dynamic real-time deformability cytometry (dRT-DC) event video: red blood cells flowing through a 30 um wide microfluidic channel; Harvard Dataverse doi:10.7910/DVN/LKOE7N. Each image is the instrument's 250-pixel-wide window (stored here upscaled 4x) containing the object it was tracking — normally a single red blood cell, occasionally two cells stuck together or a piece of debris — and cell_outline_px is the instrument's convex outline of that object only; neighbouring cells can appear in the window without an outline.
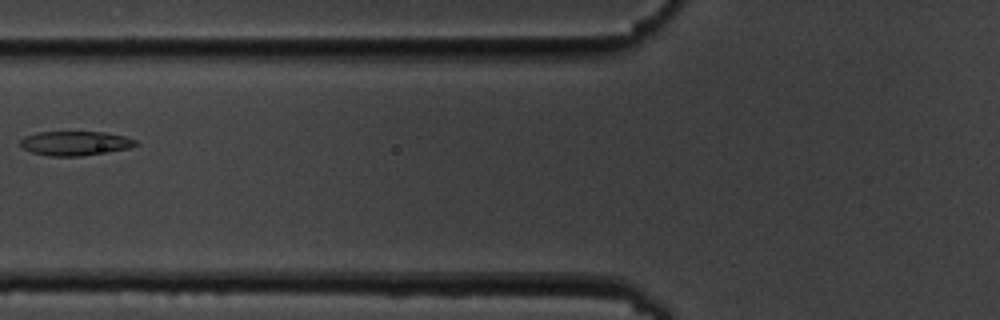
{"species": "common noctule bat (a hibernating species)", "species_latin": "Nyctalus noctula", "temperature_condition": "cold", "stored_images_in_passage": 7, "camera_frame_rate_fps": 3000, "um_per_image_px": 0.085, "animal": {"sex": "male", "body_mass_g": 19.5, "forearm_length_mm": 54.6}, "frame": {"image": 1, "passage_image": 7, "time_ms": 6.667, "image_size_px": [1000, 320], "cell_outline_px": [[140, 144], [128, 148], [108, 152], [80, 156], [48, 156], [32, 152], [24, 148], [20, 144], [20, 140], [24, 136], [36, 132], [104, 132], [124, 136], [136, 140]], "centroid_in_image_um": [6.39, 12.18], "position_along_channel_um": 119.4, "area_um2": 16.36}}